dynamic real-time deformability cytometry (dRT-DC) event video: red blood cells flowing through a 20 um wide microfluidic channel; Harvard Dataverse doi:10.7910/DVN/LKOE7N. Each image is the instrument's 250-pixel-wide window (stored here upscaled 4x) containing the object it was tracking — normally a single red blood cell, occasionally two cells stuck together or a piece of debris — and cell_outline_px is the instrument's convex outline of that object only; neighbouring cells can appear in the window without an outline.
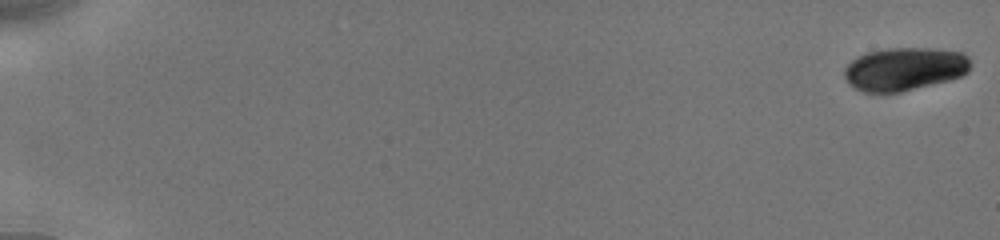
{"species": "human", "species_latin": "Homo sapiens", "temperature_condition": "cold", "stored_images_in_passage": 65, "camera_frame_rate_fps": 3000, "um_per_image_px": 0.085, "donor": {"sex": "male"}, "frame": {"image": 1, "passage_image": 1, "time_ms": 0.0, "image_size_px": [1000, 240], "cell_outline_px": [[968, 72], [960, 76], [948, 80], [900, 92], [864, 92], [848, 84], [844, 76], [844, 68], [856, 56], [868, 52], [888, 48], [936, 48], [964, 52], [968, 56]], "centroid_in_image_um": [76.86, 5.85], "position_along_channel_um": 8.1, "area_um2": 31.67}}
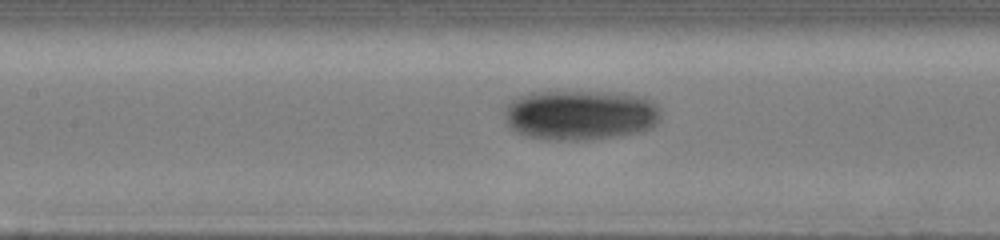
{"frame": {"image": 2, "passage_image": 42, "time_ms": 9.0, "image_size_px": [1000, 240], "cell_outline_px": [[660, 120], [652, 128], [644, 132], [620, 136], [584, 140], [552, 140], [528, 136], [516, 132], [508, 124], [504, 116], [504, 104], [508, 100], [516, 96], [532, 92], [624, 92], [644, 96], [652, 100], [660, 108]], "centroid_in_image_um": [49.35, 9.76], "position_along_channel_um": 158.0, "area_um2": 46.7}}
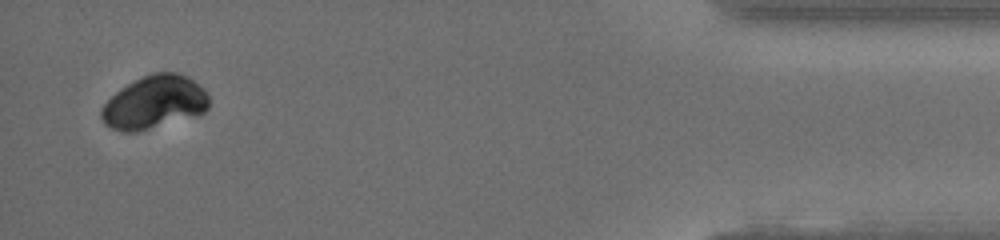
{"frame": {"image": 3, "passage_image": 65, "time_ms": 17.333, "image_size_px": [1000, 240], "cell_outline_px": [[208, 108], [204, 112], [136, 132], [124, 132], [112, 128], [104, 124], [100, 116], [100, 112], [104, 104], [120, 88], [152, 72], [180, 72], [188, 76], [204, 88], [208, 96]], "centroid_in_image_um": [13.1, 8.67], "position_along_channel_um": 422.1, "area_um2": 32.89}, "authors_computed_cell_mechanics": {"area_um2": 37.2232, "velocity_mm_per_s": 3.901, "shape_relaxation_time_tau1_ms": 0.7041, "shape_relaxation_time_tau2_ms": null, "deformation_change_tau1": 0.0263, "deformation_change_tau2": null}}